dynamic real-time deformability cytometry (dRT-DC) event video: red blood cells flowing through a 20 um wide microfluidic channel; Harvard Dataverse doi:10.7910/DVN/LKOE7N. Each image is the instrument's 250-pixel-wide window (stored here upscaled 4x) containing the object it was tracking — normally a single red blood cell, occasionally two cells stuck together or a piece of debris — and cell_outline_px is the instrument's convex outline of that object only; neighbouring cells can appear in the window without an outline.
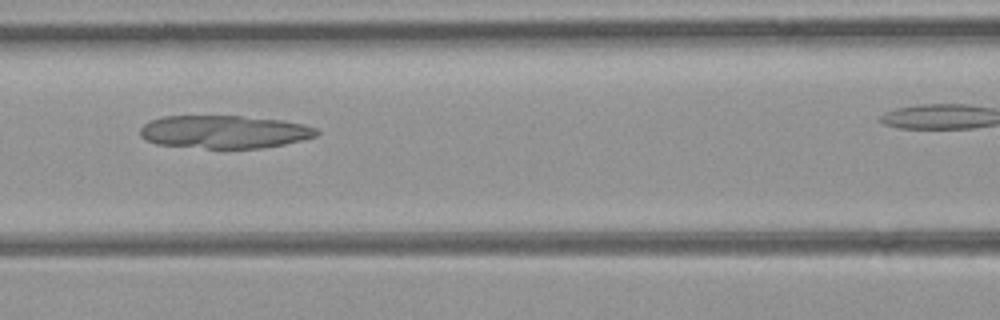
{"species": "common noctule bat (a hibernating species)", "species_latin": "Nyctalus noctula", "temperature_condition": "room temperature", "stored_images_in_passage": 6, "segment_of_instrument_passage": [1, 2], "camera_frame_rate_fps": 3000, "um_per_image_px": 0.085, "animal": {"sex": "female", "body_mass_g": 21.9}, "frame": {"image": 1, "passage_image": 5, "time_ms": 1.333, "image_size_px": [1000, 320], "cell_outline_px": [[320, 132], [316, 136], [284, 144], [260, 148], [208, 148], [156, 144], [144, 140], [140, 136], [140, 128], [144, 124], [160, 116], [240, 116], [280, 120], [304, 124], [316, 128]], "centroid_in_image_um": [19.03, 11.2], "position_along_channel_um": 147.6, "area_um2": 33.81}}